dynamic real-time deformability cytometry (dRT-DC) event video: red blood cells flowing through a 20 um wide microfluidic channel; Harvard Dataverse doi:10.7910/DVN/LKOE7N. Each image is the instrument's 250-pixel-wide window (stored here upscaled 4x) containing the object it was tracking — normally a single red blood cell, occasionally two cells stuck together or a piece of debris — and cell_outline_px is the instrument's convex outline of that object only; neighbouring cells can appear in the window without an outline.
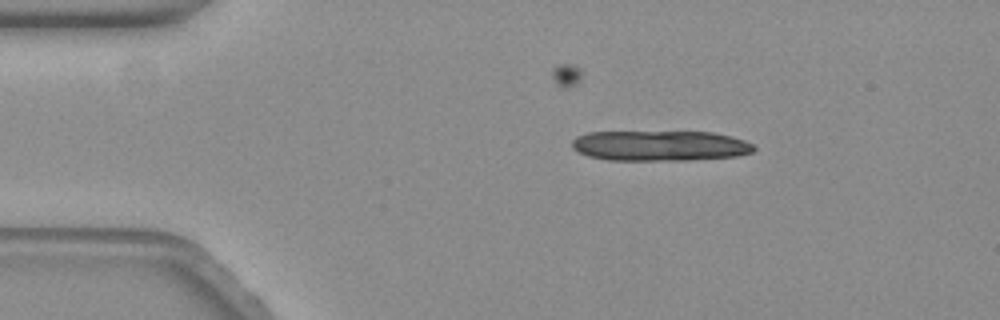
{"species": "common noctule bat (a hibernating species)", "species_latin": "Nyctalus noctula", "temperature_condition": "warm", "stored_images_in_passage": 8, "camera_frame_rate_fps": 3000, "um_per_image_px": 0.085, "animal": {"sex": "female", "body_mass_g": 19.3, "forearm_length_mm": 54.1}, "frame": {"image": 1, "passage_image": 1, "time_ms": 0.0, "image_size_px": [1000, 320], "cell_outline_px": [[756, 148], [752, 152], [736, 156], [684, 160], [608, 160], [588, 156], [572, 148], [572, 140], [576, 136], [588, 132], [712, 132], [732, 136], [744, 140], [752, 144]], "centroid_in_image_um": [56.08, 12.38], "position_along_channel_um": 28.9, "area_um2": 32.14}}